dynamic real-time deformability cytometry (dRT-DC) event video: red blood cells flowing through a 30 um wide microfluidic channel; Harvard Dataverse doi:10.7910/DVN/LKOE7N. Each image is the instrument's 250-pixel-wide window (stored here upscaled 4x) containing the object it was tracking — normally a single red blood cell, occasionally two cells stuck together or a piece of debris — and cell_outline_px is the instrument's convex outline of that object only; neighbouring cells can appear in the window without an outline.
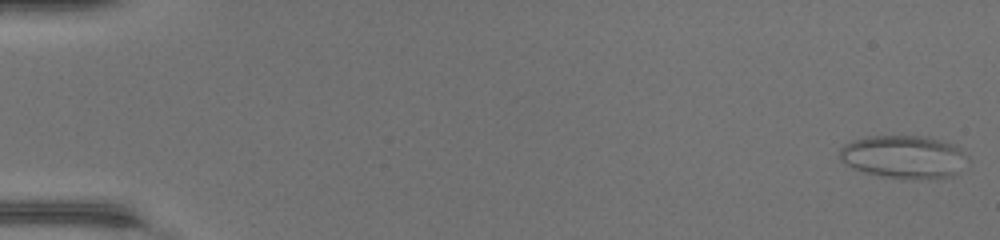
{"species": "common noctule bat (a hibernating species)", "species_latin": "Nyctalus noctula", "temperature_condition": "warm", "stored_images_in_passage": 48, "camera_frame_rate_fps": 3000, "um_per_image_px": 0.085, "animal": {"sex": "female", "body_mass_g": 17.0, "forearm_length_mm": 48.0}, "frame": {"image": 1, "passage_image": 1, "time_ms": 0.0, "image_size_px": [1000, 240], "cell_outline_px": [[968, 160], [952, 176], [884, 176], [852, 168], [840, 160], [840, 148], [844, 144], [852, 140], [868, 136], [924, 136], [956, 144], [968, 156]], "centroid_in_image_um": [76.8, 13.27], "position_along_channel_um": 8.2, "area_um2": 31.1}}
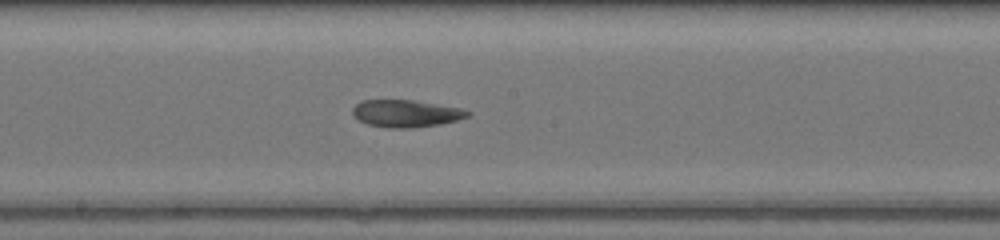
{"frame": {"image": 2, "passage_image": 27, "time_ms": 8.667, "image_size_px": [1000, 240], "cell_outline_px": [[472, 112], [468, 116], [456, 120], [440, 124], [412, 128], [388, 128], [368, 124], [352, 116], [352, 108], [360, 100], [412, 100], [460, 108]], "centroid_in_image_um": [34.47, 9.64], "position_along_channel_um": 213.7, "area_um2": 18.21}}
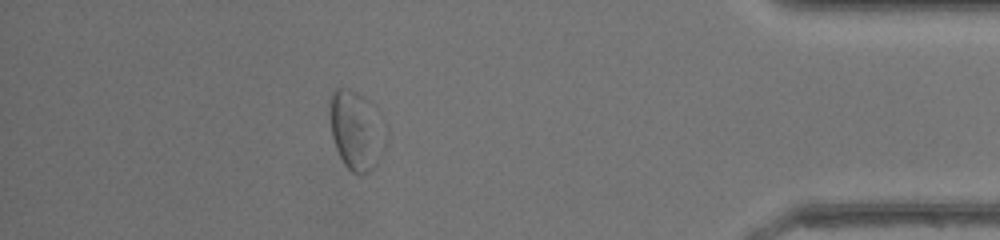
{"frame": {"image": 3, "passage_image": 43, "time_ms": 14.0, "image_size_px": [1000, 240], "cell_outline_px": [[384, 148], [376, 164], [368, 172], [360, 176], [352, 172], [344, 164], [336, 148], [332, 136], [328, 112], [328, 108], [332, 92], [336, 88], [348, 88], [356, 92], [364, 100], [384, 144]], "centroid_in_image_um": [30.11, 11.16], "position_along_channel_um": 405.1, "area_um2": 23.76}, "authors_computed_cell_mechanics": {"area_um2": 22.7443, "velocity_mm_per_s": 4.3624, "shape_relaxation_time_tau1_ms": 11.2947, "shape_relaxation_time_tau2_ms": 8.1624, "deformation_change_tau1": 0.28, "deformation_change_tau2": 0.2004}}